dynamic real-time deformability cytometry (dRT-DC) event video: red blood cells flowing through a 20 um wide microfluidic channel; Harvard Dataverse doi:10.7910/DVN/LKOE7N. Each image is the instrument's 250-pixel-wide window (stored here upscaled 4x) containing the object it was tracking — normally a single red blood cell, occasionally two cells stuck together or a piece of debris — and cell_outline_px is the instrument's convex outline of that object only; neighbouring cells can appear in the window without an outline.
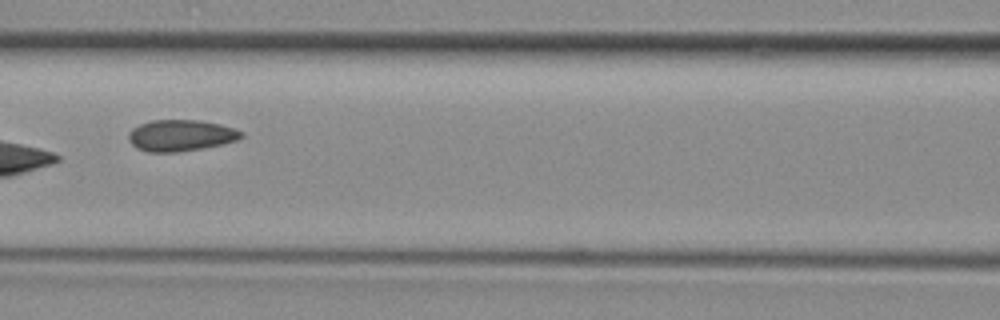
{"species": "common noctule bat (a hibernating species)", "species_latin": "Nyctalus noctula", "temperature_condition": "room temperature", "stored_images_in_passage": 6, "camera_frame_rate_fps": 3000, "um_per_image_px": 0.085, "animal": {"sex": "female", "body_mass_g": 29.2, "forearm_length_mm": 56.3}, "frame": {"image": 1, "passage_image": 5, "time_ms": 1.333, "image_size_px": [1000, 320], "cell_outline_px": [[244, 136], [236, 140], [220, 144], [200, 148], [176, 152], [148, 152], [136, 148], [128, 140], [128, 132], [132, 128], [140, 124], [152, 120], [200, 120], [220, 124], [244, 132]], "centroid_in_image_um": [15.32, 11.5], "position_along_channel_um": 151.3, "area_um2": 20.52}}
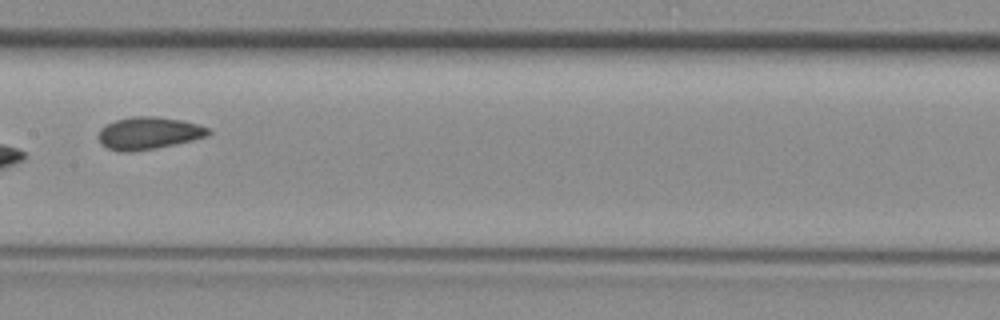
{"frame": {"image": 2, "passage_image": 6, "time_ms": 1.667, "image_size_px": [1000, 320], "cell_outline_px": [[212, 132], [208, 136], [192, 140], [152, 148], [128, 152], [120, 152], [108, 148], [100, 140], [100, 128], [116, 120], [132, 116], [152, 116], [184, 120], [208, 128]], "centroid_in_image_um": [12.66, 11.3], "position_along_channel_um": 194.7, "area_um2": 20.29}}